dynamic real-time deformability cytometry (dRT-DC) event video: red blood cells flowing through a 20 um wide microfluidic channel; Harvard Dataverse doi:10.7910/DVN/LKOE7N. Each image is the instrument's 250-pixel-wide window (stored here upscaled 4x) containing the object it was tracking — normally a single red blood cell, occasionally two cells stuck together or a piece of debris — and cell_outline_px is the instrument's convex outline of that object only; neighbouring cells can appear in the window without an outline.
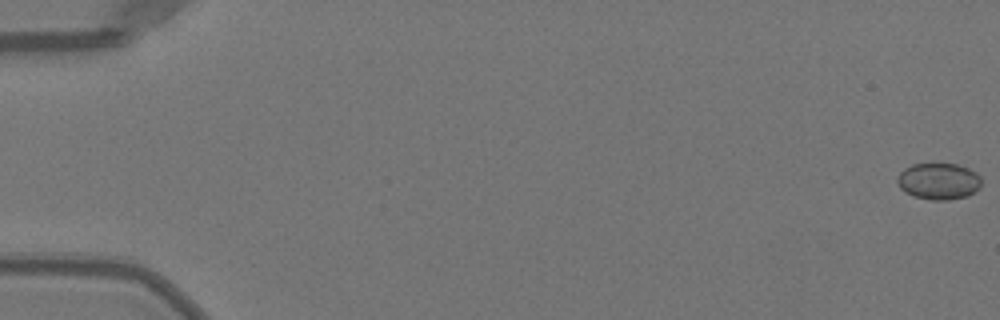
{"species": "Egyptian fruit bat (a non-hibernating species)", "species_latin": "Rousettus aegyptiacus", "temperature_condition": "warm", "stored_images_in_passage": 52, "camera_frame_rate_fps": 3000, "um_per_image_px": 0.085, "animal": {"sex": "female"}, "frame": {"image": 1, "passage_image": 1, "time_ms": 0.0, "image_size_px": [1000, 320], "cell_outline_px": [[980, 188], [968, 196], [948, 200], [932, 200], [912, 196], [900, 188], [896, 180], [900, 172], [904, 168], [912, 164], [940, 160], [956, 164], [968, 168], [976, 172], [980, 176]], "centroid_in_image_um": [79.77, 15.36], "position_along_channel_um": 5.2, "area_um2": 18.61}}
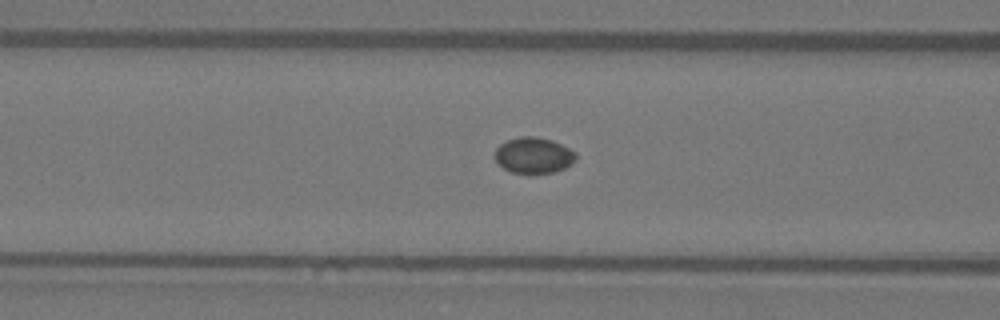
{"frame": {"image": 2, "passage_image": 22, "time_ms": 7.0, "image_size_px": [1000, 320], "cell_outline_px": [[576, 160], [564, 168], [556, 172], [512, 172], [496, 164], [492, 156], [496, 148], [500, 144], [508, 140], [520, 136], [532, 136], [552, 140], [576, 152]], "centroid_in_image_um": [45.31, 13.19], "position_along_channel_um": 121.3, "area_um2": 16.94}}
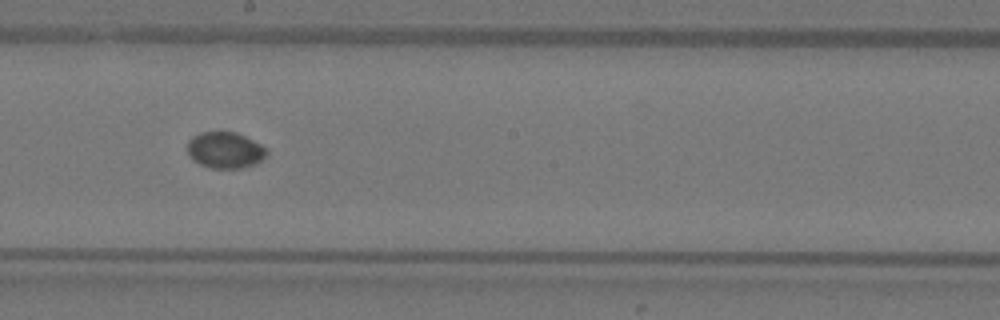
{"frame": {"image": 3, "passage_image": 30, "time_ms": 9.667, "image_size_px": [1000, 320], "cell_outline_px": [[268, 152], [256, 164], [244, 168], [212, 168], [200, 164], [192, 160], [188, 156], [188, 140], [192, 136], [200, 132], [236, 132], [268, 148]], "centroid_in_image_um": [19.12, 12.76], "position_along_channel_um": 229.1, "area_um2": 16.82}}